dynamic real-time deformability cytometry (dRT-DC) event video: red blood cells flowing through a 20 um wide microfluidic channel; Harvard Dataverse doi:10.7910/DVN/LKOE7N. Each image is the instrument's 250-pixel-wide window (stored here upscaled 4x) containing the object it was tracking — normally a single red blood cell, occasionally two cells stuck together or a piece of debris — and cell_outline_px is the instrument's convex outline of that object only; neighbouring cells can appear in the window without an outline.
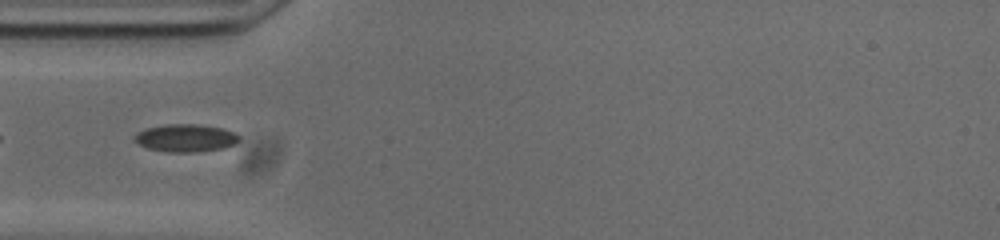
{"species": "common noctule bat (a hibernating species)", "species_latin": "Nyctalus noctula", "temperature_condition": "cold", "stored_images_in_passage": 40, "camera_frame_rate_fps": 3000, "um_per_image_px": 0.085, "animal": {"sex": "male", "body_mass_g": 20.0, "forearm_length_mm": 53.3}, "frame": {"image": 1, "passage_image": 2, "time_ms": 0.333, "image_size_px": [1000, 240], "cell_outline_px": [[240, 140], [236, 144], [224, 148], [200, 152], [168, 152], [148, 148], [132, 140], [136, 132], [148, 128], [168, 124], [196, 124], [220, 128], [236, 132], [240, 136]], "centroid_in_image_um": [15.81, 11.74], "position_along_channel_um": 69.2, "area_um2": 16.99}}
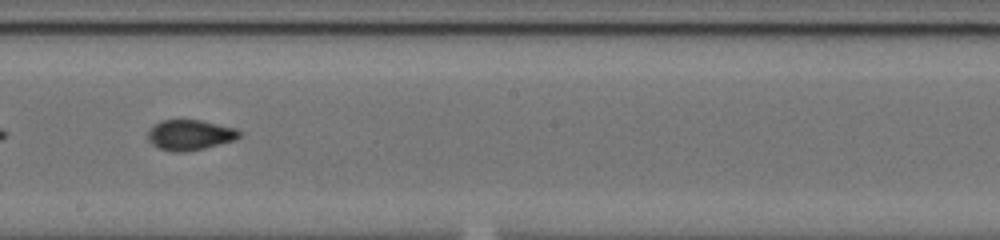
{"frame": {"image": 2, "passage_image": 15, "time_ms": 4.667, "image_size_px": [1000, 240], "cell_outline_px": [[240, 136], [236, 140], [204, 148], [184, 152], [168, 152], [152, 144], [148, 140], [148, 132], [160, 120], [200, 120], [236, 128], [240, 132]], "centroid_in_image_um": [16.15, 11.48], "position_along_channel_um": 232.0, "area_um2": 16.13}}
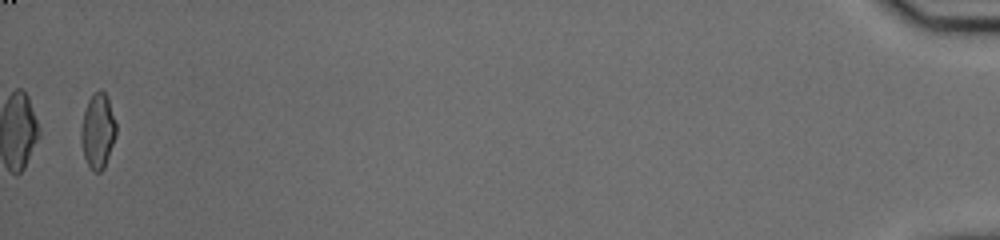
{"frame": {"image": 3, "passage_image": 39, "time_ms": 12.667, "image_size_px": [1000, 240], "cell_outline_px": [[116, 136], [104, 168], [100, 172], [92, 172], [84, 156], [80, 140], [80, 132], [84, 112], [88, 100], [100, 88], [104, 92], [108, 100], [116, 124]], "centroid_in_image_um": [8.3, 11.16], "position_along_channel_um": 426.9, "area_um2": 15.2}, "authors_computed_cell_mechanics": {"area_um2": 15.9528, "velocity_mm_per_s": 3.7503, "shape_relaxation_time_tau1_ms": 9.3656, "shape_relaxation_time_tau2_ms": 1.0201, "deformation_change_tau1": 0.1979, "deformation_change_tau2": 0.0628}}